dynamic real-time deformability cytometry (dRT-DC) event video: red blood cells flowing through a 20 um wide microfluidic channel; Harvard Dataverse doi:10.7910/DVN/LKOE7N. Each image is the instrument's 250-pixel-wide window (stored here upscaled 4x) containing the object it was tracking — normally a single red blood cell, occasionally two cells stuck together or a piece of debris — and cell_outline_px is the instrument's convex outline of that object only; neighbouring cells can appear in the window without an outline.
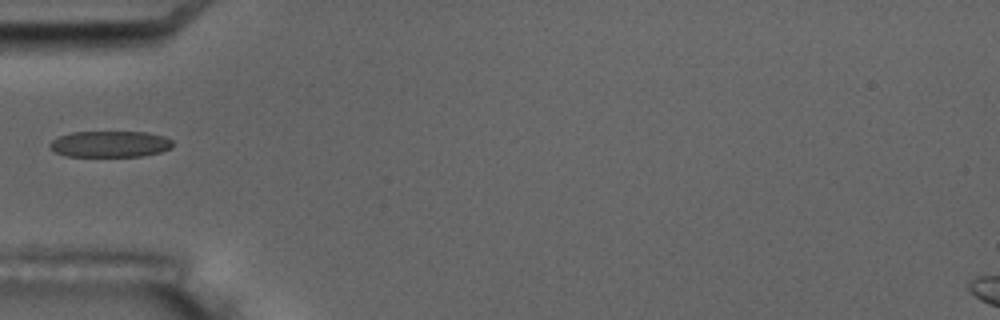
{"species": "common noctule bat (a hibernating species)", "species_latin": "Nyctalus noctula", "temperature_condition": "room temperature", "stored_images_in_passage": 11, "camera_frame_rate_fps": 3000, "um_per_image_px": 0.085, "animal": {"sex": "male", "body_mass_g": 17.5, "forearm_length_mm": 52.3}, "frame": {"image": 1, "passage_image": 1, "time_ms": 0.0, "image_size_px": [1000, 320], "cell_outline_px": [[172, 148], [160, 152], [140, 156], [64, 156], [56, 152], [48, 144], [52, 140], [60, 136], [72, 132], [148, 132], [164, 136], [172, 140]], "centroid_in_image_um": [9.37, 12.24], "position_along_channel_um": 75.6, "area_um2": 18.73}}
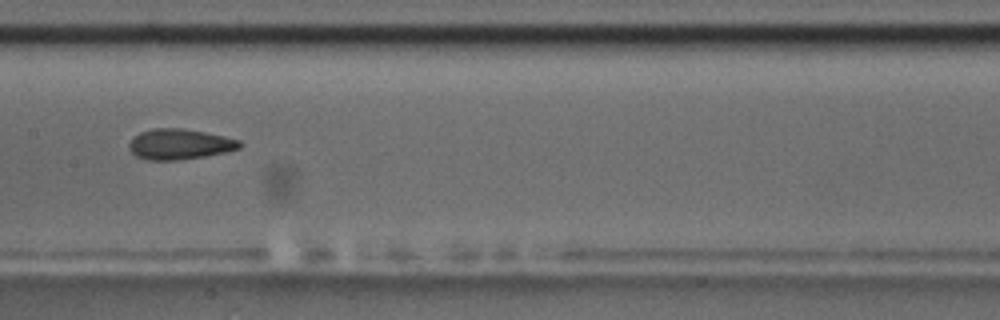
{"frame": {"image": 2, "passage_image": 4, "time_ms": 3.333, "image_size_px": [1000, 320], "cell_outline_px": [[240, 148], [224, 152], [204, 156], [176, 160], [148, 160], [136, 156], [128, 148], [128, 144], [140, 132], [156, 128], [180, 128], [204, 132], [224, 136], [240, 140]], "centroid_in_image_um": [15.25, 12.26], "position_along_channel_um": 192.2, "area_um2": 19.36}}
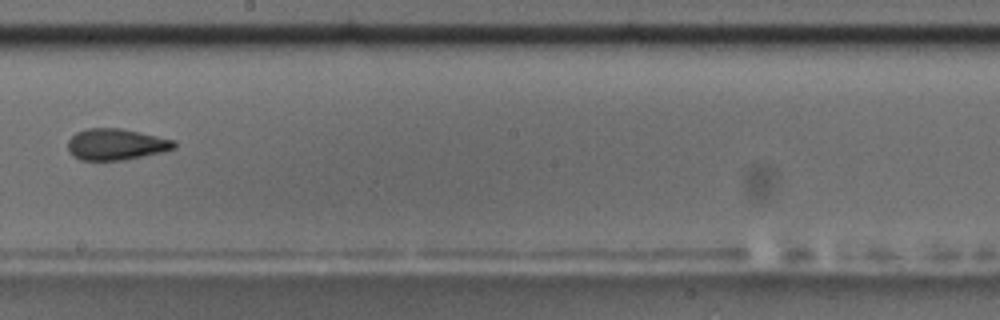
{"frame": {"image": 3, "passage_image": 5, "time_ms": 4.667, "image_size_px": [1000, 320], "cell_outline_px": [[176, 148], [160, 152], [120, 160], [80, 160], [72, 156], [68, 148], [68, 140], [76, 132], [88, 128], [120, 128], [140, 132], [176, 140]], "centroid_in_image_um": [9.85, 12.26], "position_along_channel_um": 238.4, "area_um2": 19.31}}